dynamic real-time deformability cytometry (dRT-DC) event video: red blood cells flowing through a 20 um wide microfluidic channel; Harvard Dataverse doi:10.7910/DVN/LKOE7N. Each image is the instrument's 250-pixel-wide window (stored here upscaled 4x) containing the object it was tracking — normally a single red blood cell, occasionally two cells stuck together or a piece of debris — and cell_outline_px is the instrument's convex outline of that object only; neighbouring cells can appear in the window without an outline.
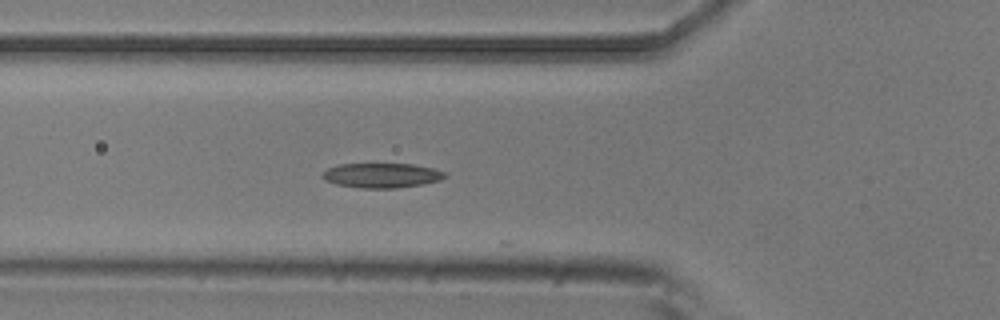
{"species": "common noctule bat (a hibernating species)", "species_latin": "Nyctalus noctula", "temperature_condition": "room temperature", "stored_images_in_passage": 6, "camera_frame_rate_fps": 3000, "um_per_image_px": 0.085, "animal": {"sex": "male", "body_mass_g": 20.5, "forearm_length_mm": 52.5}, "frame": {"image": 1, "passage_image": 6, "time_ms": 1.667, "image_size_px": [1000, 320], "cell_outline_px": [[448, 176], [440, 180], [424, 184], [396, 188], [360, 188], [336, 184], [320, 176], [328, 168], [340, 164], [412, 164], [432, 168], [444, 172]], "centroid_in_image_um": [32.47, 14.91], "position_along_channel_um": 93.3, "area_um2": 17.51}}